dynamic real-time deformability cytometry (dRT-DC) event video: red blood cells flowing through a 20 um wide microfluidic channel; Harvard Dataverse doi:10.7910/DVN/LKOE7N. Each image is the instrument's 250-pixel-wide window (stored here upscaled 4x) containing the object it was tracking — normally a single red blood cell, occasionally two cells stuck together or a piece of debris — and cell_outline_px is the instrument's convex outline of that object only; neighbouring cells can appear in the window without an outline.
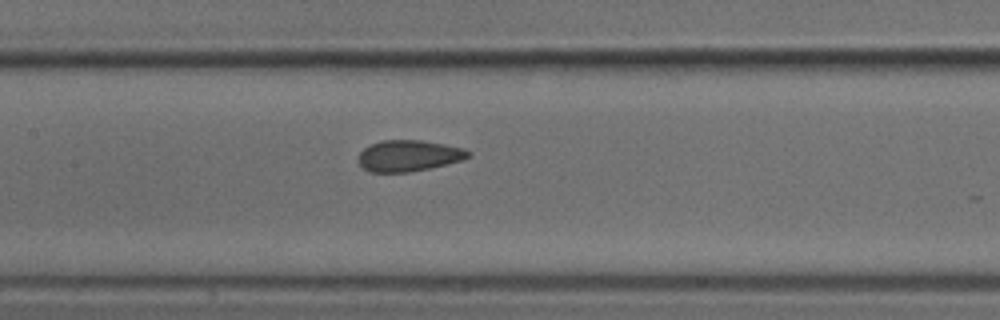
{"species": "common noctule bat (a hibernating species)", "species_latin": "Nyctalus noctula", "temperature_condition": "cold", "stored_images_in_passage": 8, "camera_frame_rate_fps": 3000, "um_per_image_px": 0.085, "animal": {"sex": "male", "body_mass_g": 18.8}, "frame": {"image": 1, "passage_image": 8, "time_ms": 9.0, "image_size_px": [1000, 320], "cell_outline_px": [[472, 156], [464, 160], [428, 168], [408, 172], [368, 172], [356, 160], [360, 152], [364, 148], [372, 144], [384, 140], [420, 140], [444, 144], [464, 148], [472, 152]], "centroid_in_image_um": [34.76, 13.24], "position_along_channel_um": 172.6, "area_um2": 20.06}}